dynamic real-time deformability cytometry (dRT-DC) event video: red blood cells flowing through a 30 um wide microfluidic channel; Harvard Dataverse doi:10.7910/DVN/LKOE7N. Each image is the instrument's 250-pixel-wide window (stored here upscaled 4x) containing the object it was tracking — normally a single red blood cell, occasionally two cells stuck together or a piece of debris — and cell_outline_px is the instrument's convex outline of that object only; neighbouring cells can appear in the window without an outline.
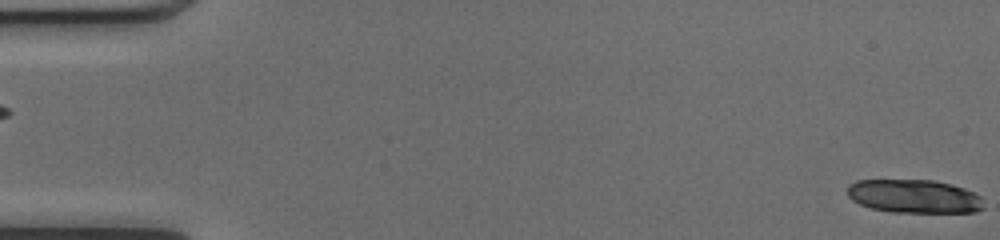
{"species": "common noctule bat (a hibernating species)", "species_latin": "Nyctalus noctula", "temperature_condition": "cold", "stored_images_in_passage": 22, "camera_frame_rate_fps": 3000, "um_per_image_px": 0.085, "animal": {"sex": "female", "body_mass_g": 17.0, "forearm_length_mm": 48.0}, "frame": {"image": 1, "passage_image": 1, "time_ms": 0.0, "image_size_px": [1000, 240], "cell_outline_px": [[984, 208], [976, 212], [892, 212], [872, 208], [860, 204], [852, 200], [848, 196], [848, 184], [856, 180], [932, 180], [952, 184], [964, 188], [980, 196]], "centroid_in_image_um": [77.69, 16.68], "position_along_channel_um": 7.3, "area_um2": 26.59}}
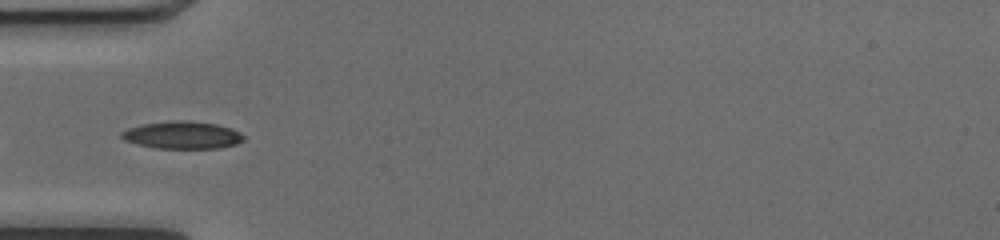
{"frame": {"image": 2, "passage_image": 18, "time_ms": 5.667, "image_size_px": [1000, 240], "cell_outline_px": [[244, 140], [236, 144], [220, 148], [156, 148], [124, 140], [120, 136], [120, 132], [128, 128], [144, 124], [172, 120], [188, 120], [216, 124], [232, 128], [240, 132], [244, 136]], "centroid_in_image_um": [15.52, 11.47], "position_along_channel_um": 69.5, "area_um2": 19.54}}